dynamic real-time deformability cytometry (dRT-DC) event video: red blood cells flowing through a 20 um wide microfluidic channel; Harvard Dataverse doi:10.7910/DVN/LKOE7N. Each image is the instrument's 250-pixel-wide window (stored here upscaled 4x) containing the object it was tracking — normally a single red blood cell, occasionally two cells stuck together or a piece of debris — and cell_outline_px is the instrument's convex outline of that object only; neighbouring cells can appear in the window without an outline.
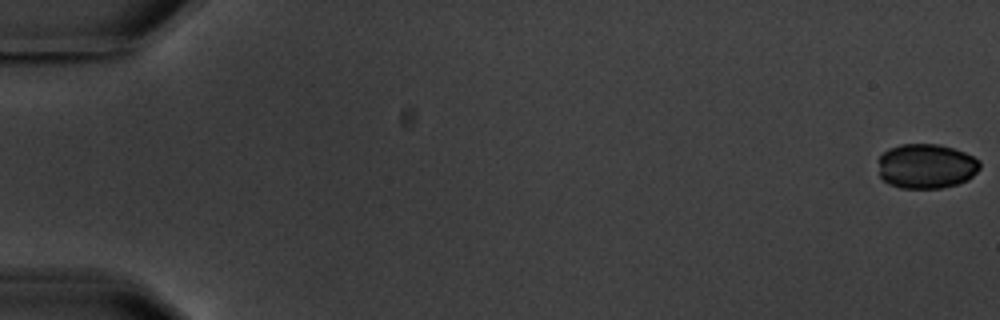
{"species": "common noctule bat (a hibernating species)", "species_latin": "Nyctalus noctula", "temperature_condition": "warm", "stored_images_in_passage": 6, "camera_frame_rate_fps": 3000, "um_per_image_px": 0.085, "animal": {"sex": "male", "body_mass_g": 20.1, "forearm_length_mm": 53.5}, "frame": {"image": 1, "passage_image": 1, "time_ms": 0.0, "image_size_px": [1000, 320], "cell_outline_px": [[980, 168], [968, 180], [956, 184], [940, 188], [900, 188], [888, 184], [880, 176], [880, 156], [888, 148], [900, 144], [940, 144], [964, 152], [980, 160]], "centroid_in_image_um": [78.74, 14.12], "position_along_channel_um": 6.3, "area_um2": 26.47}}
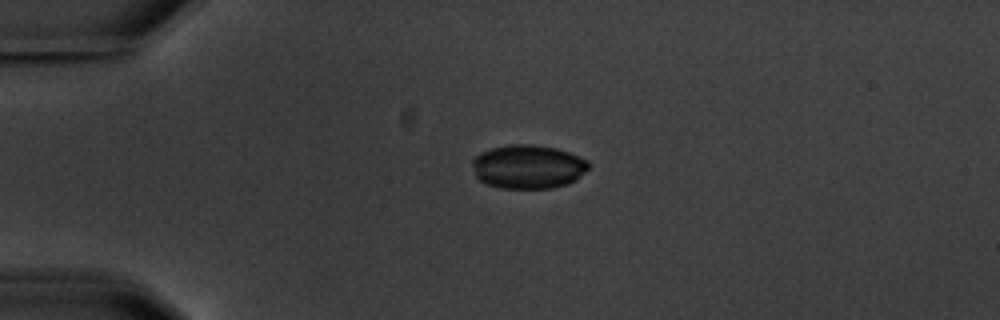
{"frame": {"image": 2, "passage_image": 5, "time_ms": 4.667, "image_size_px": [1000, 320], "cell_outline_px": [[588, 168], [576, 180], [568, 184], [552, 188], [500, 188], [488, 184], [480, 180], [476, 176], [472, 164], [472, 160], [480, 152], [492, 148], [508, 144], [532, 144], [556, 148], [568, 152], [588, 160]], "centroid_in_image_um": [44.88, 14.17], "position_along_channel_um": 40.1, "area_um2": 29.71}}